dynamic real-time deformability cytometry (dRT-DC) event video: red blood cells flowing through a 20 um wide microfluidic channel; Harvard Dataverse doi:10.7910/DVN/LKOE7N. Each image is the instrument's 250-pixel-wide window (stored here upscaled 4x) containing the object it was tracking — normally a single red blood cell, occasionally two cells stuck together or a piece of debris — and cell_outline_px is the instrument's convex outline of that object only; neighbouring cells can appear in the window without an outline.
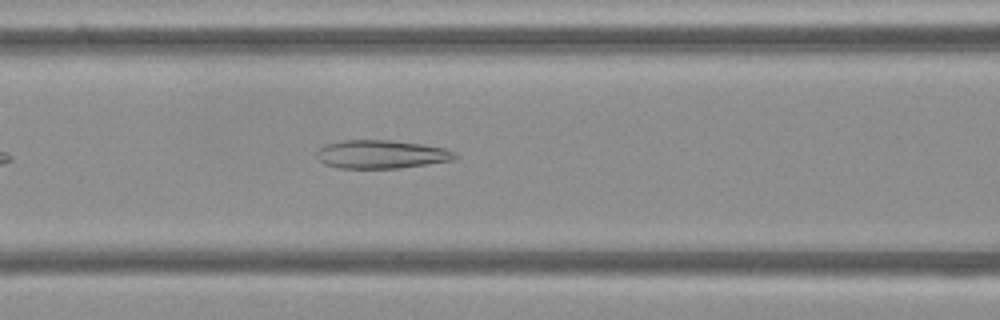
{"species": "Egyptian fruit bat (a non-hibernating species)", "species_latin": "Rousettus aegyptiacus", "temperature_condition": "cold", "stored_images_in_passage": 42, "camera_frame_rate_fps": 3000, "um_per_image_px": 0.085, "frame": {"image": 1, "passage_image": 10, "time_ms": 3.0, "image_size_px": [1000, 320], "cell_outline_px": [[456, 156], [452, 160], [428, 164], [400, 168], [336, 168], [324, 164], [316, 156], [316, 152], [324, 144], [344, 140], [388, 140], [424, 144], [444, 148], [456, 152]], "centroid_in_image_um": [32.39, 13.11], "position_along_channel_um": 134.2, "area_um2": 22.95}}
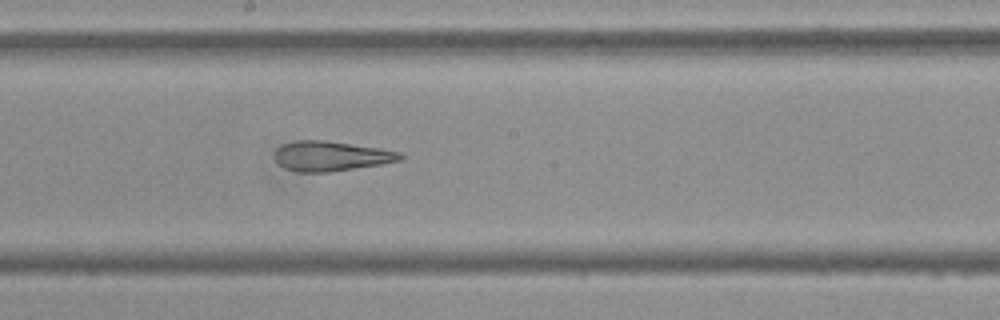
{"frame": {"image": 2, "passage_image": 17, "time_ms": 5.333, "image_size_px": [1000, 320], "cell_outline_px": [[404, 156], [400, 160], [380, 164], [328, 172], [296, 172], [284, 168], [276, 160], [276, 148], [284, 144], [296, 140], [324, 140], [380, 148], [400, 152]], "centroid_in_image_um": [28.12, 13.26], "position_along_channel_um": 220.1, "area_um2": 21.62}}
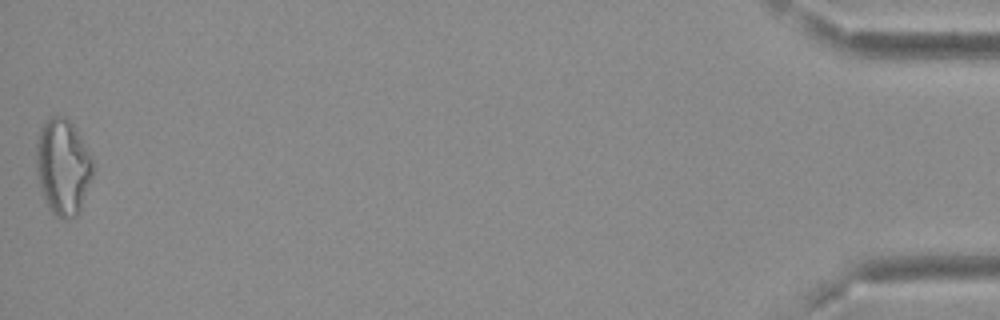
{"frame": {"image": 3, "passage_image": 42, "time_ms": 13.667, "image_size_px": [1000, 320], "cell_outline_px": [[92, 176], [80, 208], [76, 216], [64, 220], [56, 216], [48, 208], [36, 172], [36, 144], [40, 128], [52, 116], [64, 116], [76, 128], [92, 156]], "centroid_in_image_um": [5.34, 14.17], "position_along_channel_um": 429.9, "area_um2": 31.44}, "authors_computed_cell_mechanics": {"area_um2": 23.5824, "velocity_mm_per_s": 3.6805, "shape_relaxation_time_tau1_ms": null, "shape_relaxation_time_tau2_ms": 2.9575, "deformation_change_tau1": null, "deformation_change_tau2": 0.1341}}